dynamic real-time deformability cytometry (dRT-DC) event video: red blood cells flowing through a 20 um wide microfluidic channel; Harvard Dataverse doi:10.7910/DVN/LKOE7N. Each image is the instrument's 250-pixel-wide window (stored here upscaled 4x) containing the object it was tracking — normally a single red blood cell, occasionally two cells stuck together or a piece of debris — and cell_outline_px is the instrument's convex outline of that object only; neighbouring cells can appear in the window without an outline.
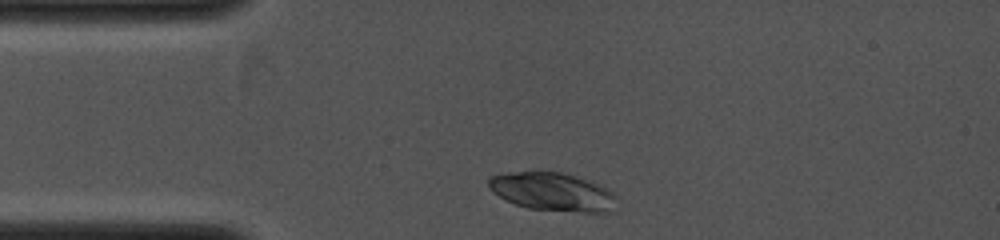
{"species": "common noctule bat (a hibernating species)", "species_latin": "Nyctalus noctula", "temperature_condition": "cold", "stored_images_in_passage": 2, "camera_frame_rate_fps": 4000, "um_per_image_px": 0.085, "animal": {"sex": "female", "body_mass_g": 19.0, "forearm_length_mm": 53.3}, "frame": {"image": 1, "passage_image": 1, "time_ms": 0.0, "image_size_px": [1000, 240], "cell_outline_px": [[616, 212], [580, 212], [528, 208], [516, 204], [500, 196], [488, 188], [488, 180], [492, 176], [508, 172], [560, 172], [576, 176], [600, 184], [616, 192]], "centroid_in_image_um": [47.06, 16.31], "position_along_channel_um": 37.9, "area_um2": 28.73}}